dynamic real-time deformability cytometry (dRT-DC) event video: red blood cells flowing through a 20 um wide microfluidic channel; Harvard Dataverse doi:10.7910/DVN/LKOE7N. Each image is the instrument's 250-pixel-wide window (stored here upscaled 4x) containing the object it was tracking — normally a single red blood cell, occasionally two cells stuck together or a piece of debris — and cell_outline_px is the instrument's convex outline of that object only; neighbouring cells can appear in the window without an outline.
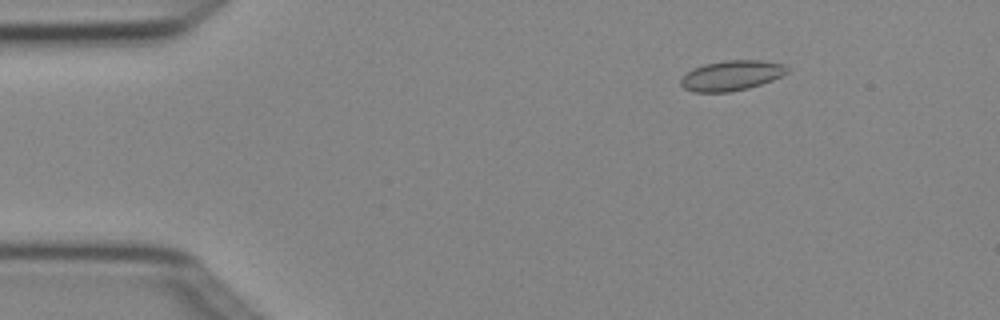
{"species": "Egyptian fruit bat (a non-hibernating species)", "species_latin": "Rousettus aegyptiacus", "temperature_condition": "cold", "stored_images_in_passage": 4, "camera_frame_rate_fps": 3000, "um_per_image_px": 0.085, "animal": {"sex": "female"}, "frame": {"image": 1, "passage_image": 2, "time_ms": 0.333, "image_size_px": [1000, 320], "cell_outline_px": [[788, 72], [772, 80], [748, 88], [728, 92], [692, 92], [684, 88], [680, 84], [680, 80], [692, 68], [704, 64], [724, 60], [764, 60], [784, 64], [788, 68]], "centroid_in_image_um": [62.17, 6.41], "position_along_channel_um": 22.8, "area_um2": 18.67}}
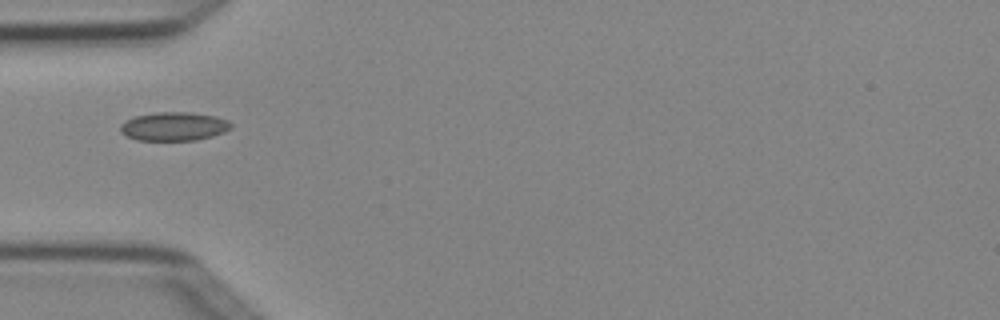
{"frame": {"image": 2, "passage_image": 4, "time_ms": 1.0, "image_size_px": [1000, 320], "cell_outline_px": [[232, 128], [224, 132], [212, 136], [196, 140], [136, 140], [120, 132], [120, 124], [124, 120], [136, 116], [156, 112], [192, 112], [216, 116], [228, 120], [232, 124]], "centroid_in_image_um": [14.79, 10.74], "position_along_channel_um": 70.2, "area_um2": 18.61}}